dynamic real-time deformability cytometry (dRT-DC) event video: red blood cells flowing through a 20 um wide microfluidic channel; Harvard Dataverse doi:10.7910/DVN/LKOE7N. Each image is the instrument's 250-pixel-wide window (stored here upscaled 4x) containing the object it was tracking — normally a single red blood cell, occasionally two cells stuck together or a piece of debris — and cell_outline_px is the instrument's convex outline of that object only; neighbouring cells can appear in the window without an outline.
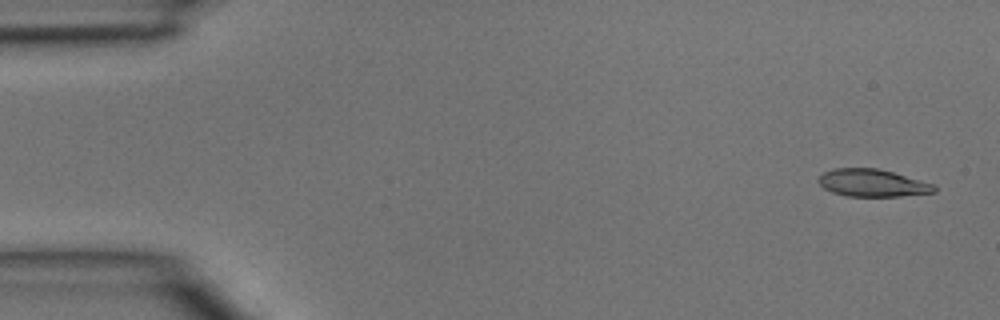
{"species": "common noctule bat (a hibernating species)", "species_latin": "Nyctalus noctula", "temperature_condition": "room temperature", "stored_images_in_passage": 15, "camera_frame_rate_fps": 3000, "um_per_image_px": 0.085, "animal": {"sex": "male", "body_mass_g": 15.6}, "frame": {"image": 1, "passage_image": 2, "time_ms": 0.333, "image_size_px": [1000, 320], "cell_outline_px": [[936, 192], [900, 196], [844, 196], [832, 192], [824, 188], [816, 180], [824, 172], [832, 168], [876, 168], [892, 172], [936, 184]], "centroid_in_image_um": [74.15, 15.55], "position_along_channel_um": 10.8, "area_um2": 18.55}}
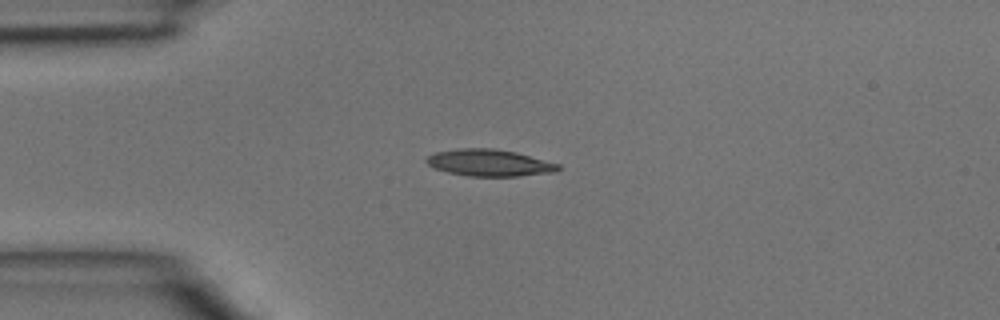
{"frame": {"image": 2, "passage_image": 11, "time_ms": 3.333, "image_size_px": [1000, 320], "cell_outline_px": [[560, 168], [556, 172], [516, 176], [468, 176], [448, 172], [436, 168], [428, 164], [424, 160], [428, 156], [436, 152], [460, 148], [492, 148], [516, 152], [560, 164]], "centroid_in_image_um": [41.61, 13.83], "position_along_channel_um": 43.4, "area_um2": 20.46}}